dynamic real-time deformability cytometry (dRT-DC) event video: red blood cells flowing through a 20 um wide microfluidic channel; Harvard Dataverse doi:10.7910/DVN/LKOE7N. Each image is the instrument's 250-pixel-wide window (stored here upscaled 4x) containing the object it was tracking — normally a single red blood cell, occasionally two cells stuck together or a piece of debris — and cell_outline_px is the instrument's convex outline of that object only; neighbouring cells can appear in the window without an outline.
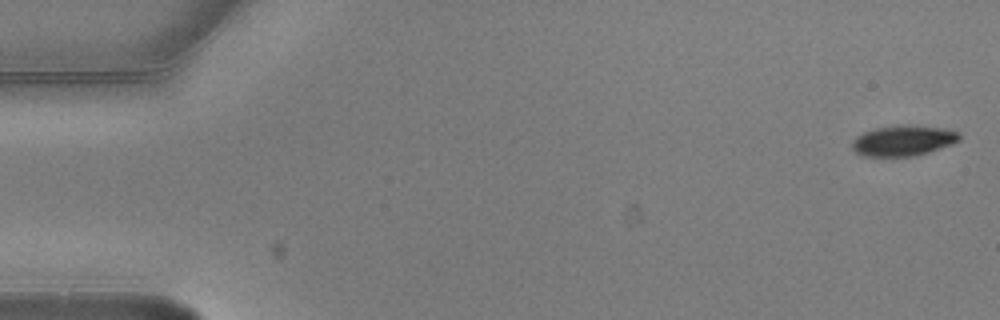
{"species": "common noctule bat (a hibernating species)", "species_latin": "Nyctalus noctula", "temperature_condition": "warm", "stored_images_in_passage": 2, "camera_frame_rate_fps": 3000, "um_per_image_px": 0.085, "animal": {"sex": "male", "body_mass_g": 20.5, "forearm_length_mm": 52.5}, "frame": {"image": 1, "passage_image": 1, "time_ms": 0.0, "image_size_px": [1000, 320], "cell_outline_px": [[960, 140], [952, 144], [916, 156], [864, 156], [856, 152], [852, 148], [852, 140], [856, 136], [864, 132], [876, 128], [944, 128], [960, 132]], "centroid_in_image_um": [76.76, 12.01], "position_along_channel_um": 8.2, "area_um2": 18.15}}